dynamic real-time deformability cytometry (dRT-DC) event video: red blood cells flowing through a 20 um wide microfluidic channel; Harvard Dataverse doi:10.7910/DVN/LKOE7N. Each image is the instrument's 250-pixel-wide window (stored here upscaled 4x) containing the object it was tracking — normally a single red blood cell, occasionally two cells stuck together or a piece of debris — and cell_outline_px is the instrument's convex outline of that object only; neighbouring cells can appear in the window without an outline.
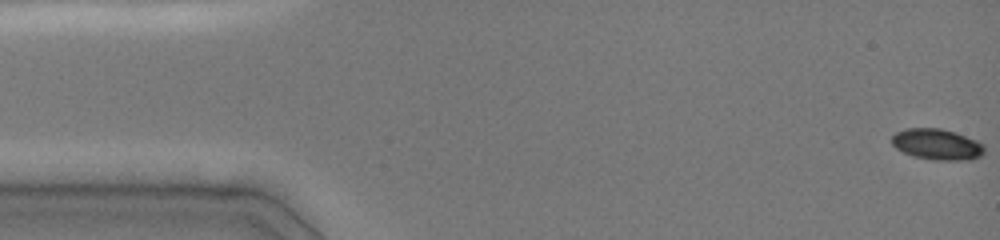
{"species": "common noctule bat (a hibernating species)", "species_latin": "Nyctalus noctula", "temperature_condition": "cold", "stored_images_in_passage": 48, "camera_frame_rate_fps": 3000, "um_per_image_px": 0.085, "animal": {"sex": "female", "body_mass_g": 19.0, "forearm_length_mm": 51.5}, "frame": {"image": 1, "passage_image": 1, "time_ms": 0.0, "image_size_px": [1000, 240], "cell_outline_px": [[984, 152], [980, 156], [968, 160], [936, 160], [912, 156], [896, 148], [892, 144], [892, 136], [896, 132], [908, 128], [940, 128], [976, 140], [984, 144]], "centroid_in_image_um": [79.64, 12.27], "position_along_channel_um": 5.4, "area_um2": 16.53}}
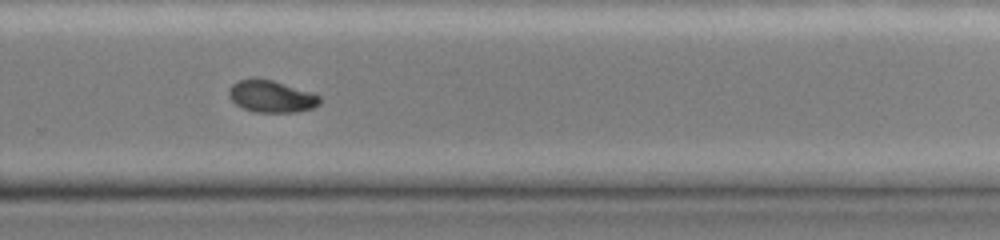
{"frame": {"image": 2, "passage_image": 33, "time_ms": 10.667, "image_size_px": [1000, 240], "cell_outline_px": [[320, 104], [312, 108], [296, 112], [256, 112], [244, 108], [236, 104], [228, 96], [228, 88], [232, 84], [240, 80], [272, 80], [312, 92], [320, 96]], "centroid_in_image_um": [23.08, 8.21], "position_along_channel_um": 306.7, "area_um2": 16.65}}
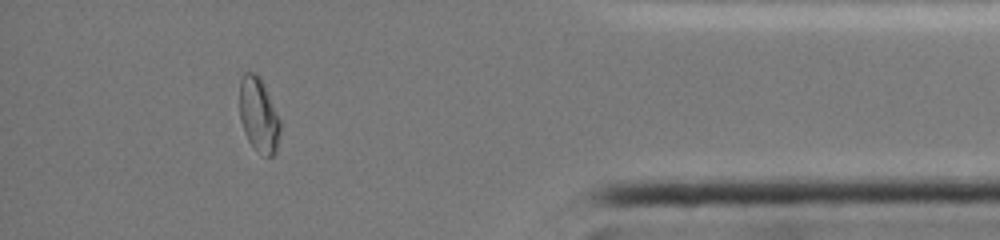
{"frame": {"image": 3, "passage_image": 43, "time_ms": 14.0, "image_size_px": [1000, 240], "cell_outline_px": [[280, 132], [276, 152], [272, 156], [264, 156], [256, 152], [252, 148], [244, 132], [240, 120], [240, 80], [244, 72], [256, 72], [260, 76], [264, 84], [280, 120]], "centroid_in_image_um": [21.98, 9.79], "position_along_channel_um": 413.2, "area_um2": 17.86}, "authors_computed_cell_mechanics": {"area_um2": 17.7735, "velocity_mm_per_s": 4.0148, "shape_relaxation_time_tau1_ms": 3.6744, "shape_relaxation_time_tau2_ms": null, "deformation_change_tau1": 0.1204, "deformation_change_tau2": null}}